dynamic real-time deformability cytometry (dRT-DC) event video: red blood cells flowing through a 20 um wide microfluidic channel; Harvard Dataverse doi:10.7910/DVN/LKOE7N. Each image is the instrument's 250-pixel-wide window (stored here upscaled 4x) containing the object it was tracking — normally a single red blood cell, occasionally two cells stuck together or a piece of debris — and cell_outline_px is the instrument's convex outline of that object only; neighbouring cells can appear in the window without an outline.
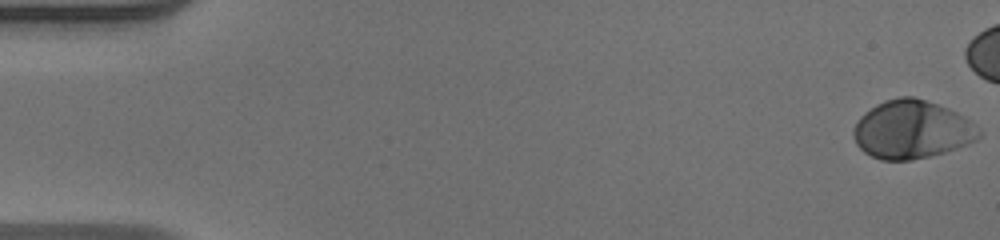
{"species": "human", "species_latin": "Homo sapiens", "temperature_condition": "warm", "stored_images_in_passage": 45, "camera_frame_rate_fps": 3000, "um_per_image_px": 0.085, "donor": {"sex": "male"}, "frame": {"image": 1, "passage_image": 1, "time_ms": 0.0, "image_size_px": [1000, 240], "cell_outline_px": [[980, 136], [976, 140], [968, 144], [944, 152], [928, 156], [908, 160], [880, 160], [864, 152], [856, 144], [852, 132], [852, 128], [860, 116], [864, 112], [876, 104], [884, 100], [900, 96], [912, 96], [948, 108], [964, 116], [980, 132]], "centroid_in_image_um": [77.45, 11.01], "position_along_channel_um": 7.5, "area_um2": 42.37}}
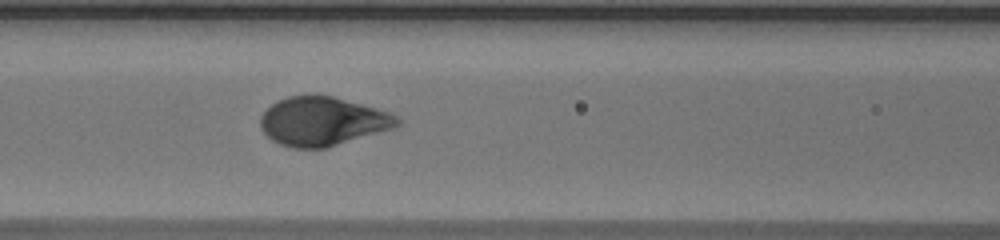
{"frame": {"image": 2, "passage_image": 23, "time_ms": 7.333, "image_size_px": [1000, 240], "cell_outline_px": [[400, 124], [392, 128], [324, 148], [292, 148], [280, 144], [272, 140], [260, 128], [260, 116], [276, 100], [288, 96], [308, 92], [316, 92], [332, 96], [376, 108], [388, 112], [396, 116], [400, 120]], "centroid_in_image_um": [27.35, 10.27], "position_along_channel_um": 139.2, "area_um2": 39.07}}
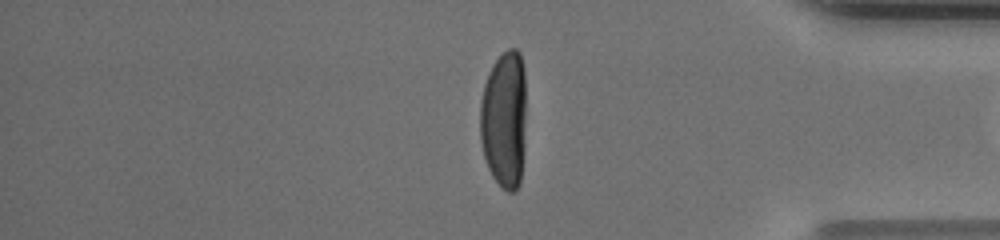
{"frame": {"image": 3, "passage_image": 44, "time_ms": 14.333, "image_size_px": [1000, 240], "cell_outline_px": [[524, 148], [520, 184], [516, 192], [508, 192], [492, 176], [488, 168], [484, 156], [480, 140], [480, 104], [484, 84], [488, 72], [492, 64], [508, 48], [516, 48], [520, 52], [524, 68]], "centroid_in_image_um": [42.85, 10.15], "position_along_channel_um": 392.4, "area_um2": 37.17}}